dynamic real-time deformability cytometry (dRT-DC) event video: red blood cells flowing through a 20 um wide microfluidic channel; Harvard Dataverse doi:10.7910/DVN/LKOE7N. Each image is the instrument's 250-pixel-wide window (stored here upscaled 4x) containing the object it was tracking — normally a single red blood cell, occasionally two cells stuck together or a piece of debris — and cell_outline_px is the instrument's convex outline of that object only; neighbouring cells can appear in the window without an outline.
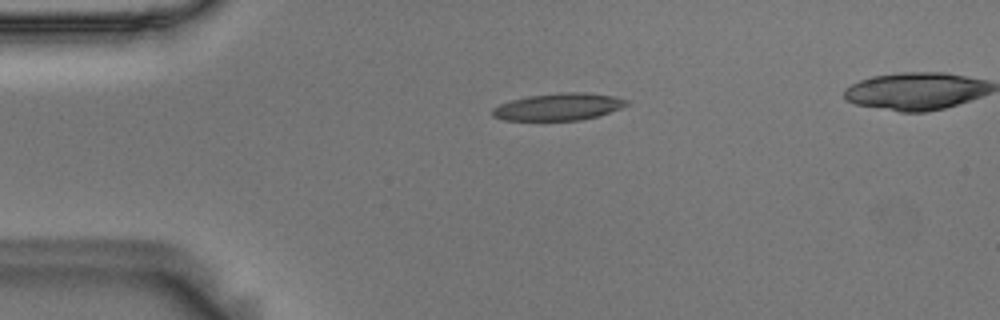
{"species": "Egyptian fruit bat (a non-hibernating species)", "species_latin": "Rousettus aegyptiacus", "temperature_condition": "room temperature", "stored_images_in_passage": 42, "camera_frame_rate_fps": 3000, "um_per_image_px": 0.085, "animal": {"sex": "male"}, "frame": {"image": 1, "passage_image": 1, "time_ms": 0.0, "image_size_px": [1000, 320], "cell_outline_px": [[628, 104], [620, 108], [596, 116], [580, 120], [504, 120], [492, 116], [492, 108], [500, 104], [512, 100], [528, 96], [560, 92], [584, 92], [612, 96], [628, 100]], "centroid_in_image_um": [47.44, 9.07], "position_along_channel_um": 37.6, "area_um2": 20.98}}
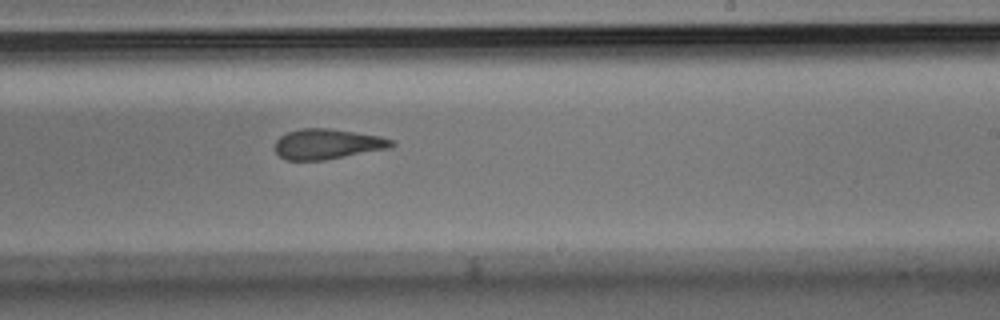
{"frame": {"image": 2, "passage_image": 22, "time_ms": 7.0, "image_size_px": [1000, 320], "cell_outline_px": [[396, 144], [392, 148], [324, 160], [288, 160], [280, 156], [272, 148], [276, 140], [280, 136], [288, 132], [300, 128], [328, 128], [380, 136], [392, 140]], "centroid_in_image_um": [27.82, 12.24], "position_along_channel_um": 261.2, "area_um2": 20.69}}
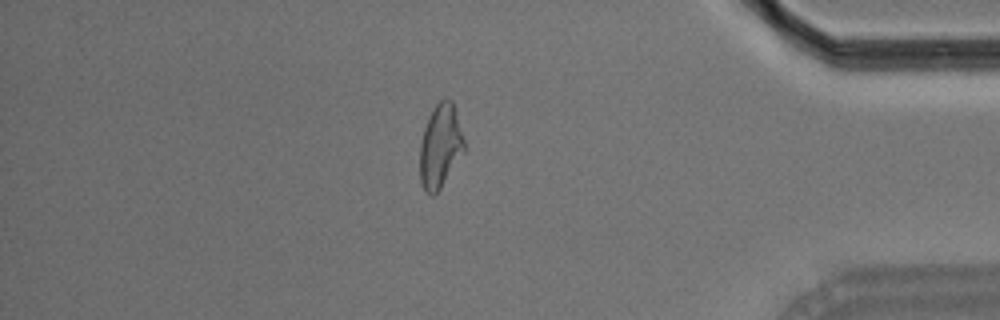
{"frame": {"image": 3, "passage_image": 36, "time_ms": 11.667, "image_size_px": [1000, 320], "cell_outline_px": [[464, 152], [440, 188], [432, 196], [424, 192], [420, 180], [420, 140], [428, 116], [432, 108], [444, 96], [452, 100], [456, 112], [464, 140]], "centroid_in_image_um": [37.4, 12.39], "position_along_channel_um": 397.8, "area_um2": 21.68}}